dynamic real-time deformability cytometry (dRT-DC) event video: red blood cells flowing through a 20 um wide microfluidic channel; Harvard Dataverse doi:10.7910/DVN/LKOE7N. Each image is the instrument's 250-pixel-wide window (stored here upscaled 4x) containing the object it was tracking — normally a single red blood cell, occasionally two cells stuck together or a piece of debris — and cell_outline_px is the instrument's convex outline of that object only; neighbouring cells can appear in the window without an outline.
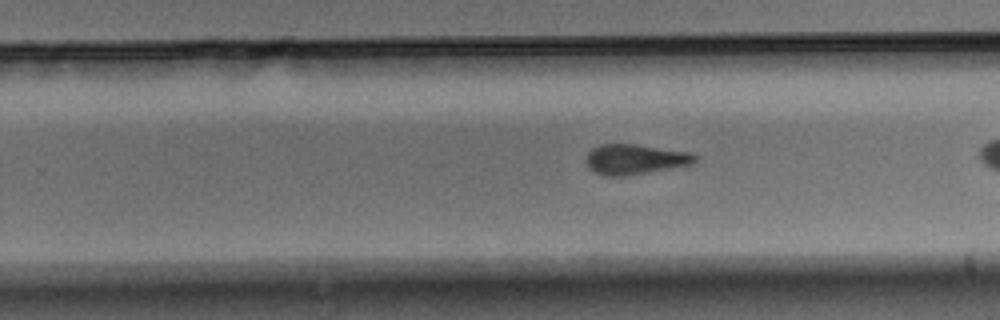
{"species": "Egyptian fruit bat (a non-hibernating species)", "species_latin": "Rousettus aegyptiacus", "temperature_condition": "warm", "stored_images_in_passage": 29, "camera_frame_rate_fps": 3000, "um_per_image_px": 0.085, "animal": {"sex": "male"}, "frame": {"image": 1, "passage_image": 21, "time_ms": 6.667, "image_size_px": [1000, 320], "cell_outline_px": [[696, 160], [692, 164], [624, 176], [604, 176], [588, 168], [588, 152], [592, 148], [600, 144], [636, 144], [692, 152], [696, 156]], "centroid_in_image_um": [53.99, 13.53], "position_along_channel_um": 275.8, "area_um2": 18.96}}
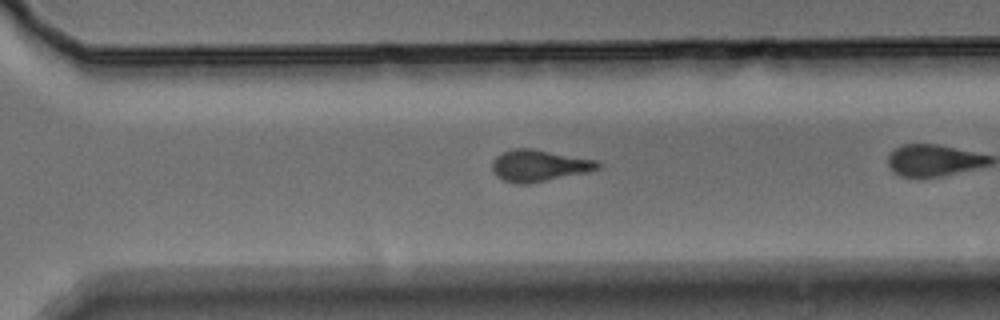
{"frame": {"image": 2, "passage_image": 25, "time_ms": 8.0, "image_size_px": [1000, 320], "cell_outline_px": [[600, 168], [588, 172], [528, 184], [516, 184], [504, 180], [496, 176], [492, 168], [492, 160], [496, 156], [512, 148], [532, 148], [600, 160]], "centroid_in_image_um": [45.84, 14.07], "position_along_channel_um": 324.8, "area_um2": 19.71}}